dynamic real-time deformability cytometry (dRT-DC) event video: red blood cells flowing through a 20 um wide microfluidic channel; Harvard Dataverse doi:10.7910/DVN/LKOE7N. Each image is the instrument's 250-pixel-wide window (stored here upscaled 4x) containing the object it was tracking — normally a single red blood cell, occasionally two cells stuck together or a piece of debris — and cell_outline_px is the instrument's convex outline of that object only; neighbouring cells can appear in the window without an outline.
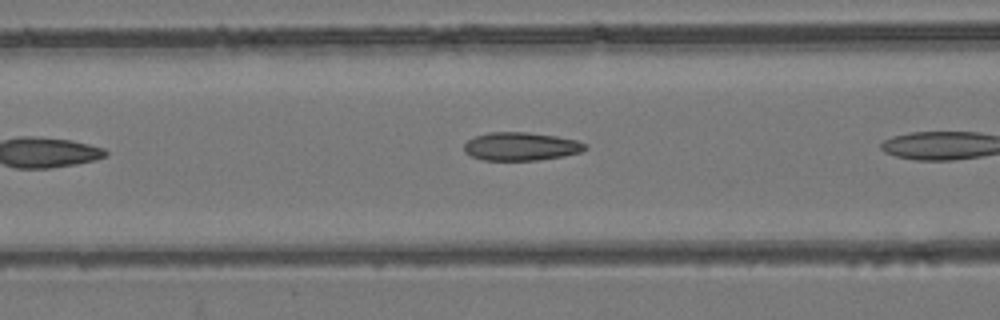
{"species": "common noctule bat (a hibernating species)", "species_latin": "Nyctalus noctula", "temperature_condition": "room temperature", "stored_images_in_passage": 6, "camera_frame_rate_fps": 3000, "um_per_image_px": 0.085, "animal": {"sex": "female", "body_mass_g": 24.6, "forearm_length_mm": 56.2}, "frame": {"image": 1, "passage_image": 5, "time_ms": 1.333, "image_size_px": [1000, 320], "cell_outline_px": [[588, 148], [580, 152], [564, 156], [536, 160], [484, 160], [472, 156], [464, 152], [464, 144], [468, 140], [476, 136], [488, 132], [528, 132], [556, 136], [576, 140], [588, 144]], "centroid_in_image_um": [44.29, 12.44], "position_along_channel_um": 122.3, "area_um2": 19.94}}